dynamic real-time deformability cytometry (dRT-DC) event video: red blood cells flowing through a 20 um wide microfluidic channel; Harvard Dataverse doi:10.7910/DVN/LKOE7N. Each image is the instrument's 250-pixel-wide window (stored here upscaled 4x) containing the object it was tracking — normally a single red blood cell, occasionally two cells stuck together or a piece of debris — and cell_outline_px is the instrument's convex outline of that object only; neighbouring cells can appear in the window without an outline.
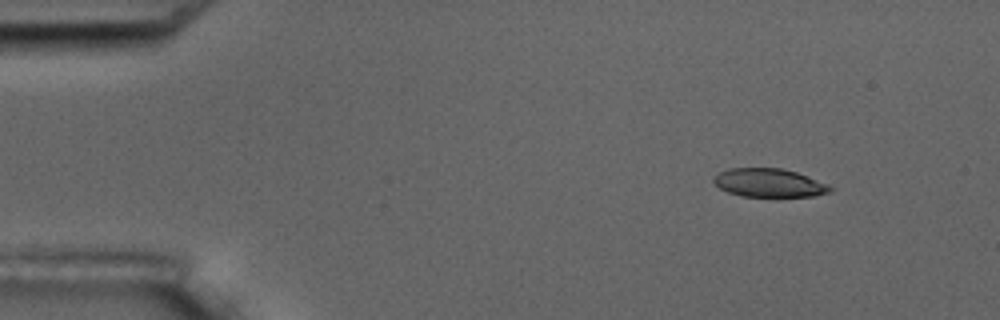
{"species": "common noctule bat (a hibernating species)", "species_latin": "Nyctalus noctula", "temperature_condition": "room temperature", "stored_images_in_passage": 4, "camera_frame_rate_fps": 3000, "um_per_image_px": 0.085, "animal": {"sex": "male", "body_mass_g": 17.5, "forearm_length_mm": 52.3}, "frame": {"image": 1, "passage_image": 1, "time_ms": 0.0, "image_size_px": [1000, 320], "cell_outline_px": [[832, 192], [816, 196], [740, 196], [728, 192], [720, 188], [712, 180], [720, 172], [728, 168], [780, 168], [796, 172], [828, 184], [832, 188]], "centroid_in_image_um": [65.39, 15.54], "position_along_channel_um": 19.6, "area_um2": 19.19}}
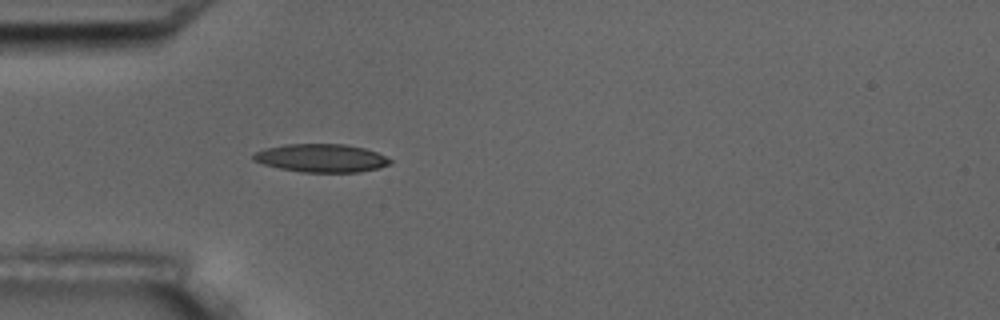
{"frame": {"image": 2, "passage_image": 4, "time_ms": 3.333, "image_size_px": [1000, 320], "cell_outline_px": [[392, 164], [376, 168], [356, 172], [304, 172], [280, 168], [264, 164], [252, 160], [252, 156], [256, 152], [268, 148], [288, 144], [344, 144], [364, 148], [376, 152], [392, 160]], "centroid_in_image_um": [27.32, 13.43], "position_along_channel_um": 57.7, "area_um2": 22.14}}